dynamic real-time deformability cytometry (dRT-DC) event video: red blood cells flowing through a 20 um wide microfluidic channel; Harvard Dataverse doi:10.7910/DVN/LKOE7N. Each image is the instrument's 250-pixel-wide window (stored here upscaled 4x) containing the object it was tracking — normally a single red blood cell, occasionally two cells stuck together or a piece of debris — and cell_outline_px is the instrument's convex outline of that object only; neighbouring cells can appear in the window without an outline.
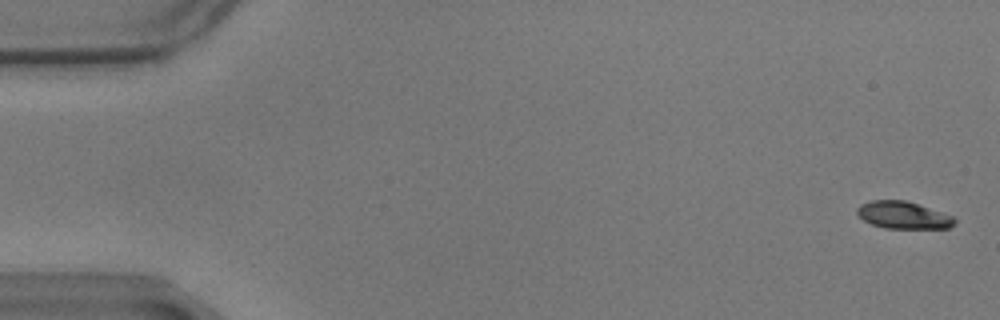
{"species": "common noctule bat (a hibernating species)", "species_latin": "Nyctalus noctula", "temperature_condition": "warm", "stored_images_in_passage": 60, "camera_frame_rate_fps": 3000, "um_per_image_px": 0.085, "animal": {"sex": "male", "body_mass_g": 17.9}, "frame": {"image": 1, "passage_image": 2, "time_ms": 0.333, "image_size_px": [1000, 320], "cell_outline_px": [[956, 224], [948, 228], [884, 228], [872, 224], [864, 220], [856, 212], [856, 208], [860, 204], [872, 200], [904, 200], [952, 216], [956, 220]], "centroid_in_image_um": [76.75, 18.29], "position_along_channel_um": 8.3, "area_um2": 15.26}}
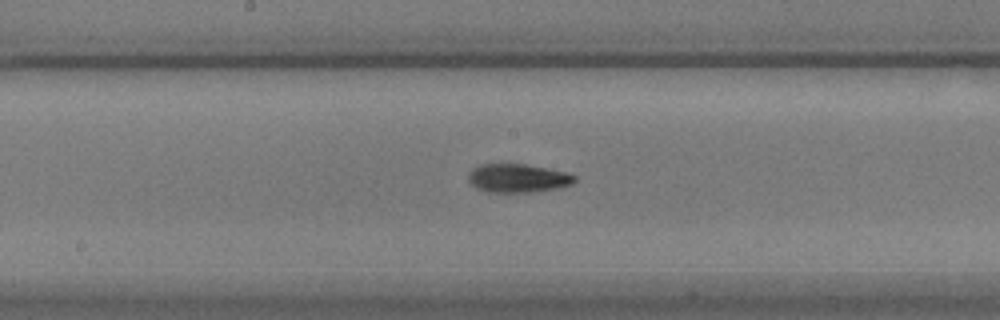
{"frame": {"image": 2, "passage_image": 31, "time_ms": 10.0, "image_size_px": [1000, 320], "cell_outline_px": [[576, 180], [572, 184], [560, 188], [528, 192], [488, 192], [476, 188], [468, 180], [468, 176], [472, 168], [480, 164], [524, 164], [548, 168], [568, 172], [576, 176]], "centroid_in_image_um": [44.04, 15.14], "position_along_channel_um": 204.2, "area_um2": 17.8}}
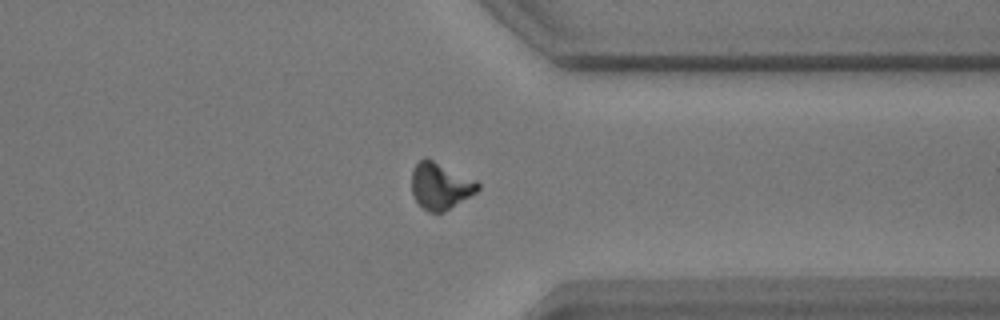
{"frame": {"image": 3, "passage_image": 46, "time_ms": 15.0, "image_size_px": [1000, 320], "cell_outline_px": [[480, 188], [476, 192], [444, 212], [428, 212], [420, 208], [412, 192], [412, 168], [424, 156], [428, 156], [476, 180], [480, 184]], "centroid_in_image_um": [37.41, 15.78], "position_along_channel_um": 374.0, "area_um2": 18.32}, "authors_computed_cell_mechanics": {"area_um2": 16.9354, "velocity_mm_per_s": 3.462, "shape_relaxation_time_tau1_ms": 6.8715, "shape_relaxation_time_tau2_ms": 7.9007, "deformation_change_tau1": 0.1923, "deformation_change_tau2": 0.1495}}